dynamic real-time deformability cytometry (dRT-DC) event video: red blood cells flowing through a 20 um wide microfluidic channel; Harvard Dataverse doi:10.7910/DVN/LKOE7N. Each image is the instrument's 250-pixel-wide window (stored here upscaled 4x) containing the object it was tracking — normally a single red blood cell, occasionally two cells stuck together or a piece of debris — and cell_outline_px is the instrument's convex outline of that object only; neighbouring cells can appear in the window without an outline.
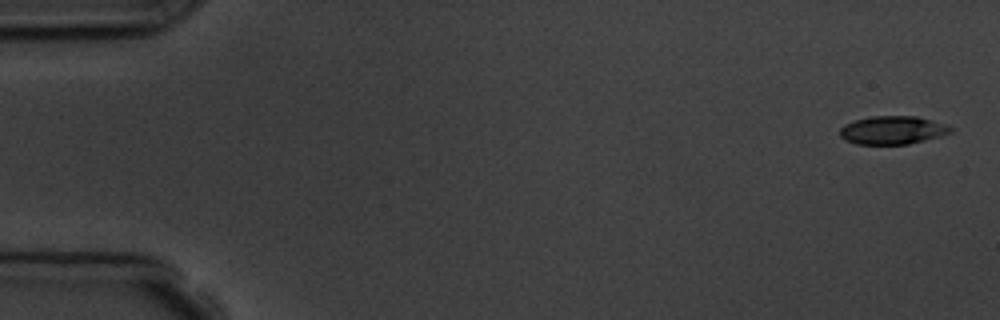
{"species": "common noctule bat (a hibernating species)", "species_latin": "Nyctalus noctula", "temperature_condition": "room temperature", "stored_images_in_passage": 3, "camera_frame_rate_fps": 3000, "um_per_image_px": 0.085, "animal": {"sex": "male", "body_mass_g": 19.5, "forearm_length_mm": 54.6}, "frame": {"image": 1, "passage_image": 1, "time_ms": 0.0, "image_size_px": [1000, 320], "cell_outline_px": [[952, 132], [940, 136], [908, 144], [856, 144], [844, 140], [840, 136], [840, 128], [844, 124], [856, 120], [872, 116], [916, 116], [944, 124], [952, 128]], "centroid_in_image_um": [75.83, 11.07], "position_along_channel_um": 9.2, "area_um2": 18.09}}